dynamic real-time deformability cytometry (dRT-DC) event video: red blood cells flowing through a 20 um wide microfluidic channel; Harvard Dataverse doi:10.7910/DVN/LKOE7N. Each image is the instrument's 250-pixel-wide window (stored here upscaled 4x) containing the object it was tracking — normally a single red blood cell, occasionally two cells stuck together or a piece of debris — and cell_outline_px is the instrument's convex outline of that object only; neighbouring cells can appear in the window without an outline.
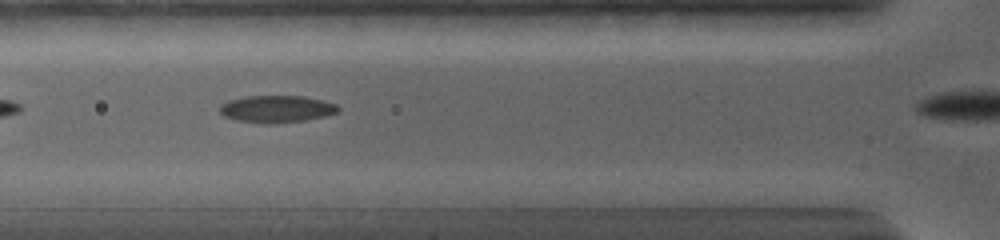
{"species": "common noctule bat (a hibernating species)", "species_latin": "Nyctalus noctula", "temperature_condition": "warm", "stored_images_in_passage": 27, "camera_frame_rate_fps": 5000, "um_per_image_px": 0.085, "animal": {"sex": "female", "body_mass_g": 19.0, "forearm_length_mm": 56.7}, "frame": {"image": 1, "passage_image": 5, "time_ms": 1.6, "image_size_px": [1000, 240], "cell_outline_px": [[340, 112], [324, 116], [304, 120], [272, 124], [268, 124], [236, 120], [224, 116], [220, 112], [220, 104], [228, 100], [248, 96], [304, 96], [336, 104], [340, 108]], "centroid_in_image_um": [23.5, 9.26], "position_along_channel_um": 102.3, "area_um2": 18.67}}
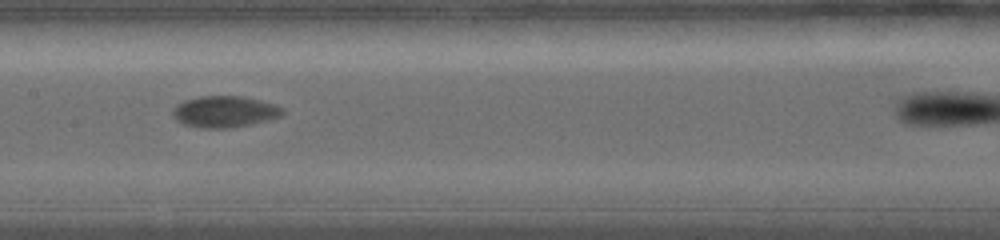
{"frame": {"image": 2, "passage_image": 11, "time_ms": 4.0, "image_size_px": [1000, 240], "cell_outline_px": [[284, 112], [280, 116], [268, 120], [252, 124], [228, 128], [208, 128], [184, 124], [176, 120], [172, 112], [176, 104], [184, 100], [200, 96], [244, 96], [260, 100], [284, 108]], "centroid_in_image_um": [19.09, 9.48], "position_along_channel_um": 188.3, "area_um2": 20.0}}
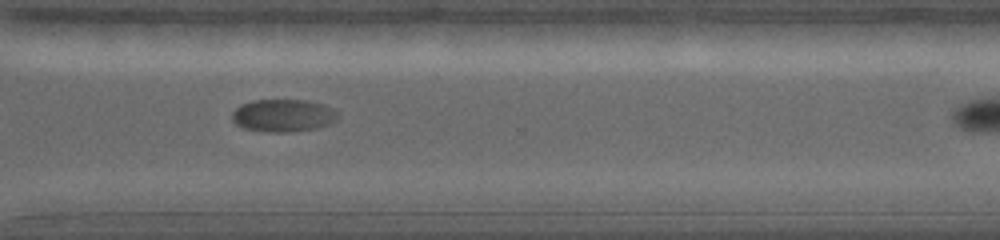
{"frame": {"image": 3, "passage_image": 22, "time_ms": 8.4, "image_size_px": [1000, 240], "cell_outline_px": [[336, 120], [328, 124], [316, 128], [288, 132], [272, 132], [244, 128], [236, 124], [232, 120], [232, 112], [240, 104], [252, 100], [308, 100], [332, 108], [336, 112]], "centroid_in_image_um": [24.02, 9.81], "position_along_channel_um": 346.6, "area_um2": 19.88}}